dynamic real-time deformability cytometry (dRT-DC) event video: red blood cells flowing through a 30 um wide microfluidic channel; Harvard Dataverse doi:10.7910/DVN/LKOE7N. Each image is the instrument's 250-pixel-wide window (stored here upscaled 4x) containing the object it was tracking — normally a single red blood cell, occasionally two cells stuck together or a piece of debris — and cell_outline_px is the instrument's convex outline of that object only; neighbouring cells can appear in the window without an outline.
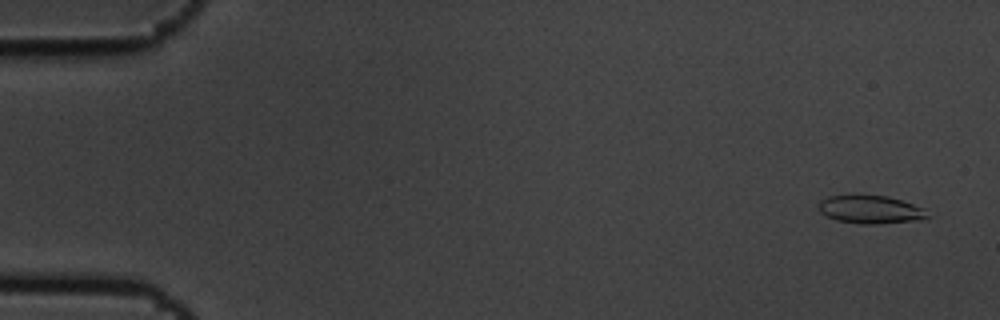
{"species": "common noctule bat (a hibernating species)", "species_latin": "Nyctalus noctula", "temperature_condition": "cold", "stored_images_in_passage": 5, "camera_frame_rate_fps": 3000, "um_per_image_px": 0.085, "animal": {"sex": "male", "body_mass_g": 19.5, "forearm_length_mm": 54.6}, "frame": {"image": 1, "passage_image": 1, "time_ms": 0.0, "image_size_px": [1000, 320], "cell_outline_px": [[928, 220], [876, 224], [860, 224], [836, 220], [820, 212], [820, 200], [828, 196], [888, 196], [924, 208], [928, 216]], "centroid_in_image_um": [74.05, 17.84], "position_along_channel_um": 11.0, "area_um2": 17.69}}